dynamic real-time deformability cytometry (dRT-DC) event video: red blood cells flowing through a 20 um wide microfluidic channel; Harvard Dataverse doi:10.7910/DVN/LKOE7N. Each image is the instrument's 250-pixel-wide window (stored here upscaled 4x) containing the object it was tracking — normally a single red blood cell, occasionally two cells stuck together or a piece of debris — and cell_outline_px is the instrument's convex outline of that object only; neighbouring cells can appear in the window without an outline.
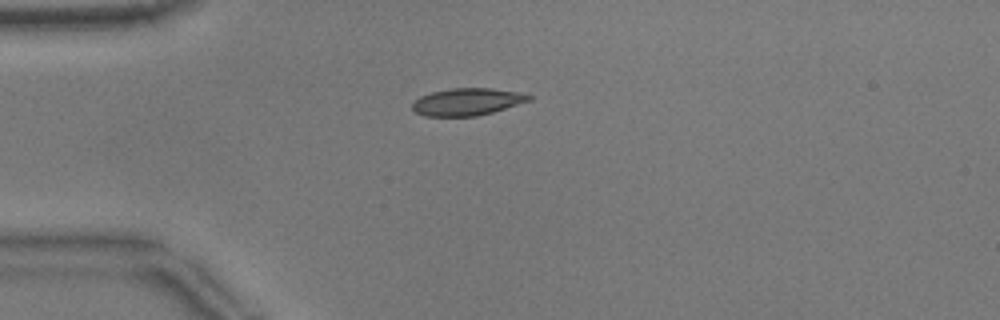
{"species": "common noctule bat (a hibernating species)", "species_latin": "Nyctalus noctula", "temperature_condition": "warm", "stored_images_in_passage": 40, "camera_frame_rate_fps": 3000, "um_per_image_px": 0.085, "animal": {"sex": "male", "body_mass_g": 17.9}, "frame": {"image": 1, "passage_image": 1, "time_ms": 0.0, "image_size_px": [1000, 320], "cell_outline_px": [[532, 100], [492, 112], [476, 116], [424, 116], [416, 112], [412, 108], [412, 104], [420, 96], [432, 92], [452, 88], [492, 88], [516, 92], [532, 96]], "centroid_in_image_um": [39.7, 8.65], "position_along_channel_um": 45.3, "area_um2": 18.32}}
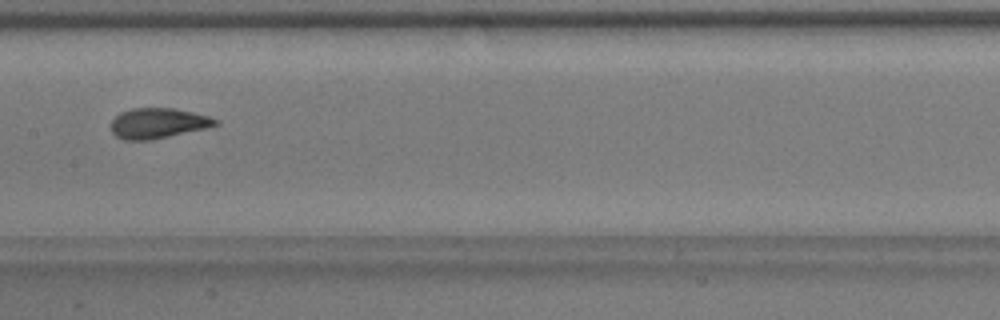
{"frame": {"image": 2, "passage_image": 14, "time_ms": 4.333, "image_size_px": [1000, 320], "cell_outline_px": [[220, 124], [204, 128], [152, 140], [124, 140], [116, 136], [112, 132], [112, 120], [120, 112], [132, 108], [172, 108], [192, 112], [208, 116], [220, 120]], "centroid_in_image_um": [13.42, 10.47], "position_along_channel_um": 194.0, "area_um2": 18.32}}
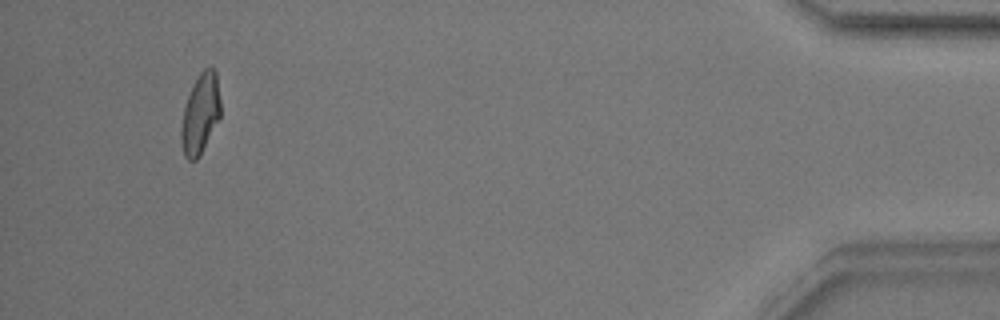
{"frame": {"image": 3, "passage_image": 37, "time_ms": 12.0, "image_size_px": [1000, 320], "cell_outline_px": [[220, 116], [200, 156], [196, 160], [188, 160], [184, 156], [180, 140], [180, 128], [184, 108], [188, 96], [196, 76], [204, 68], [212, 68], [216, 72], [220, 100]], "centroid_in_image_um": [17.01, 9.69], "position_along_channel_um": 418.2, "area_um2": 18.38}, "authors_computed_cell_mechanics": {"area_um2": 18.496, "velocity_mm_per_s": 3.8496, "shape_relaxation_time_tau1_ms": 5.1673, "shape_relaxation_time_tau2_ms": 0.7971, "deformation_change_tau1": 0.2022, "deformation_change_tau2": 0.0673}}